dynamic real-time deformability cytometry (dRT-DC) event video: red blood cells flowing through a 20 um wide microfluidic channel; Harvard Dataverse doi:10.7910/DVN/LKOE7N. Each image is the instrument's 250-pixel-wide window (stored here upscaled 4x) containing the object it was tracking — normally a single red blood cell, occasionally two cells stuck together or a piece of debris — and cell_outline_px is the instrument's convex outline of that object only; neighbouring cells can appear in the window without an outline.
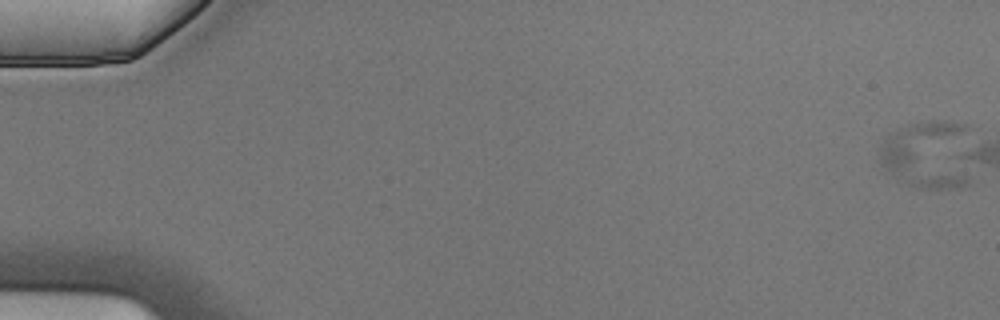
{"species": "Egyptian fruit bat (a non-hibernating species)", "species_latin": "Rousettus aegyptiacus", "temperature_condition": "cold", "stored_images_in_passage": 6, "camera_frame_rate_fps": 3000, "um_per_image_px": 0.085, "animal": {"sex": "male"}, "frame": {"image": 1, "passage_image": 1, "time_ms": 0.0, "image_size_px": [1000, 320], "cell_outline_px": [[972, 184], [960, 188], [916, 188], [896, 180], [880, 164], [880, 148], [888, 132], [908, 124], [932, 120], [948, 120], [968, 124], [972, 180]], "centroid_in_image_um": [78.96, 13.14], "position_along_channel_um": 6.0, "area_um2": 38.73}}